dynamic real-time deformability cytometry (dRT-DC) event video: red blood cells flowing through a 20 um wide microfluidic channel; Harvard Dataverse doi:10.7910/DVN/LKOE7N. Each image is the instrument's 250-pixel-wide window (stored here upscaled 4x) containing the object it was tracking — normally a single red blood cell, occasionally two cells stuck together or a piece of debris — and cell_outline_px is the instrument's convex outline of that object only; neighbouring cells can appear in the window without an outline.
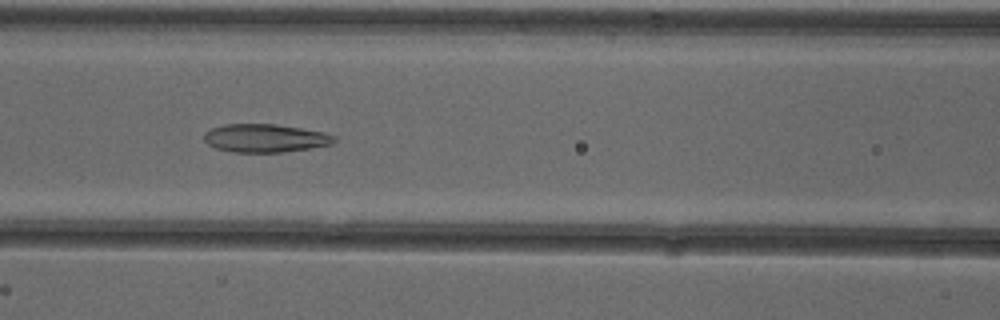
{"species": "common noctule bat (a hibernating species)", "species_latin": "Nyctalus noctula", "temperature_condition": "cold", "stored_images_in_passage": 36, "camera_frame_rate_fps": 3000, "um_per_image_px": 0.085, "animal": {"sex": "female"}, "frame": {"image": 1, "passage_image": 7, "time_ms": 2.0, "image_size_px": [1000, 320], "cell_outline_px": [[336, 140], [332, 144], [284, 152], [232, 152], [216, 148], [208, 144], [204, 140], [204, 132], [212, 128], [224, 124], [276, 124], [324, 132], [336, 136]], "centroid_in_image_um": [22.53, 11.74], "position_along_channel_um": 144.1, "area_um2": 21.39}}
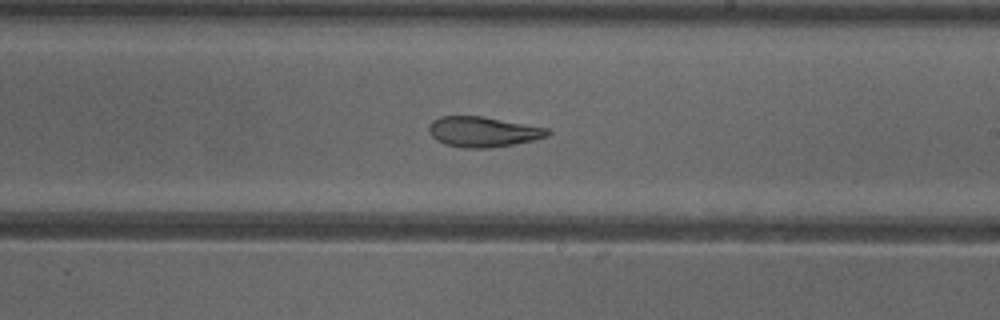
{"frame": {"image": 2, "passage_image": 15, "time_ms": 4.667, "image_size_px": [1000, 320], "cell_outline_px": [[552, 132], [548, 136], [532, 140], [492, 148], [464, 148], [444, 144], [432, 136], [428, 128], [432, 120], [440, 116], [484, 116], [548, 128]], "centroid_in_image_um": [41.06, 11.19], "position_along_channel_um": 247.9, "area_um2": 20.98}}
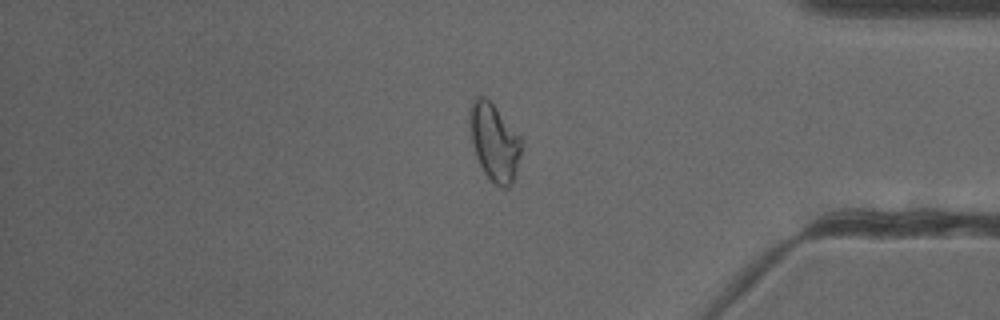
{"frame": {"image": 3, "passage_image": 28, "time_ms": 9.0, "image_size_px": [1000, 320], "cell_outline_px": [[520, 152], [516, 172], [512, 184], [508, 188], [500, 188], [484, 172], [476, 156], [472, 144], [468, 124], [468, 108], [472, 100], [476, 96], [484, 96], [496, 108], [520, 136]], "centroid_in_image_um": [41.97, 12.05], "position_along_channel_um": 393.2, "area_um2": 23.18}, "authors_computed_cell_mechanics": {"area_um2": 21.8195, "velocity_mm_per_s": 3.9059, "shape_relaxation_time_tau1_ms": null, "shape_relaxation_time_tau2_ms": 2.4169, "deformation_change_tau1": null, "deformation_change_tau2": 0.0958}}